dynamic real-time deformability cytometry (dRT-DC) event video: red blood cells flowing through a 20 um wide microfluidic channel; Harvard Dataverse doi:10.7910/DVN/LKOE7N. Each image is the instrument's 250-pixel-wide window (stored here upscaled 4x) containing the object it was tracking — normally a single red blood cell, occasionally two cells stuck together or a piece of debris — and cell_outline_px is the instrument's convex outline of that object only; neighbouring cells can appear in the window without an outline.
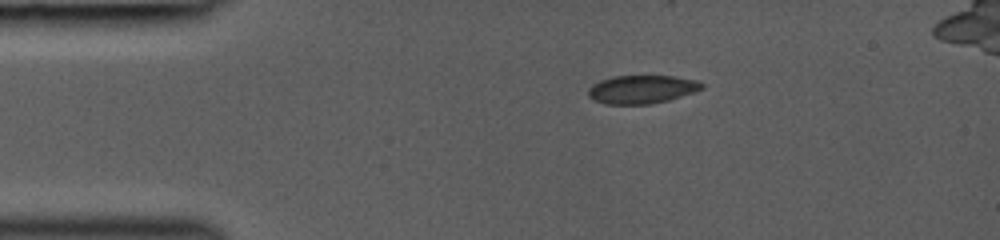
{"species": "common noctule bat (a hibernating species)", "species_latin": "Nyctalus noctula", "temperature_condition": "room temperature", "stored_images_in_passage": 4, "camera_frame_rate_fps": 3000, "um_per_image_px": 0.085, "animal": {"sex": "female", "body_mass_g": 19.0, "forearm_length_mm": 53.3}, "frame": {"image": 1, "passage_image": 1, "time_ms": 0.0, "image_size_px": [1000, 240], "cell_outline_px": [[704, 88], [668, 100], [652, 104], [608, 104], [592, 100], [588, 96], [588, 88], [592, 84], [600, 80], [612, 76], [672, 76], [696, 80], [704, 84]], "centroid_in_image_um": [54.51, 7.59], "position_along_channel_um": 30.5, "area_um2": 18.73}}